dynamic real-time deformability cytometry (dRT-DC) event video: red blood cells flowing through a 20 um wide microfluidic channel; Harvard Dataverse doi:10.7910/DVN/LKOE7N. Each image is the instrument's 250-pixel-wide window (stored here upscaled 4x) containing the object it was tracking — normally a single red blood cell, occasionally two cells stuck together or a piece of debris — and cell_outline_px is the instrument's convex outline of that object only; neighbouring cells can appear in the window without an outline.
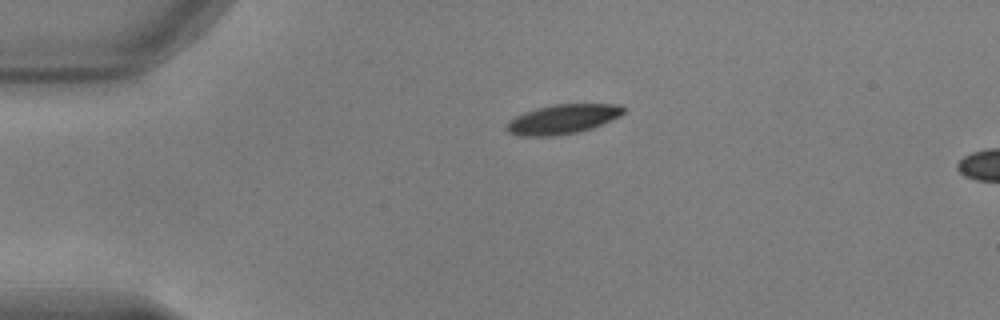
{"species": "common noctule bat (a hibernating species)", "species_latin": "Nyctalus noctula", "temperature_condition": "warm", "stored_images_in_passage": 42, "camera_frame_rate_fps": 3000, "um_per_image_px": 0.085, "animal": {"sex": "male", "body_mass_g": 17.9, "forearm_length_mm": 54.2}, "frame": {"image": 1, "passage_image": 1, "time_ms": 0.0, "image_size_px": [1000, 320], "cell_outline_px": [[624, 112], [620, 116], [592, 128], [576, 132], [552, 136], [520, 136], [508, 132], [504, 128], [516, 116], [524, 112], [536, 108], [552, 104], [620, 104], [624, 108]], "centroid_in_image_um": [47.82, 10.12], "position_along_channel_um": 37.2, "area_um2": 19.94}}
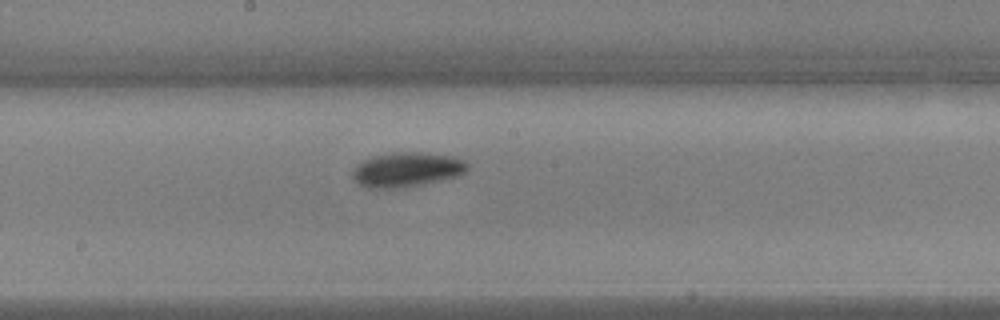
{"frame": {"image": 2, "passage_image": 18, "time_ms": 5.667, "image_size_px": [1000, 320], "cell_outline_px": [[468, 168], [460, 176], [400, 188], [368, 188], [352, 180], [352, 172], [356, 164], [372, 156], [400, 152], [420, 152], [452, 156], [464, 160], [468, 164]], "centroid_in_image_um": [34.56, 14.42], "position_along_channel_um": 213.6, "area_um2": 23.12}}
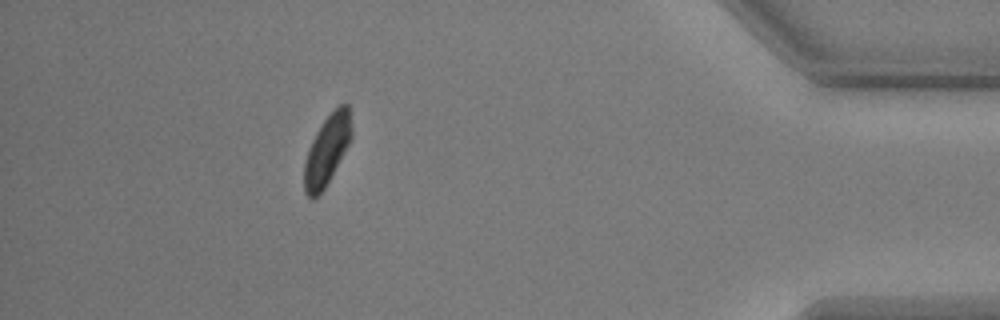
{"frame": {"image": 3, "passage_image": 37, "time_ms": 12.0, "image_size_px": [1000, 320], "cell_outline_px": [[352, 136], [348, 144], [324, 188], [312, 200], [304, 192], [304, 160], [308, 148], [316, 132], [324, 120], [340, 104], [348, 104], [352, 128]], "centroid_in_image_um": [27.77, 12.75], "position_along_channel_um": 407.4, "area_um2": 18.84}, "authors_computed_cell_mechanics": {"area_um2": 21.4727, "velocity_mm_per_s": 3.7983, "shape_relaxation_time_tau1_ms": 2.3544, "shape_relaxation_time_tau2_ms": null, "deformation_change_tau1": 0.125, "deformation_change_tau2": null}}